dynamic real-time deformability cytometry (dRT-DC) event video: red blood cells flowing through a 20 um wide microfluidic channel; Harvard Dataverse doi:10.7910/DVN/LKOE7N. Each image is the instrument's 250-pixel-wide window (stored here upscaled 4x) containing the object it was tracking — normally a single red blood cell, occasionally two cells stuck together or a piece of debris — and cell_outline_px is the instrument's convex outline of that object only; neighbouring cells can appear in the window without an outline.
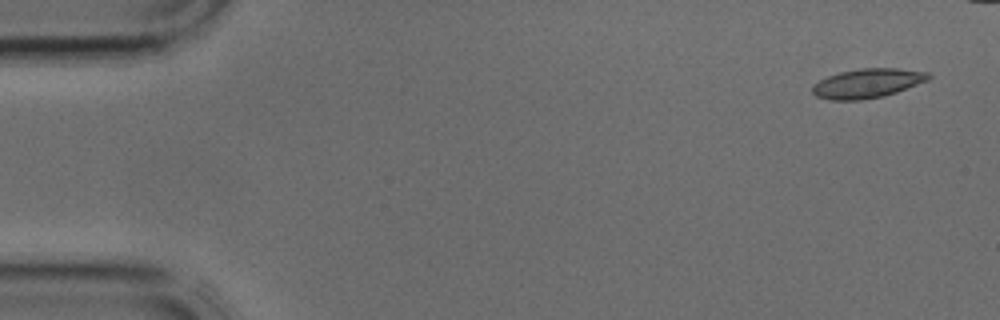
{"species": "common noctule bat (a hibernating species)", "species_latin": "Nyctalus noctula", "temperature_condition": "cold", "stored_images_in_passage": 5, "camera_frame_rate_fps": 3000, "um_per_image_px": 0.085, "animal": {"sex": "male", "body_mass_g": 17.9, "forearm_length_mm": 54.2}, "frame": {"image": 1, "passage_image": 1, "time_ms": 0.0, "image_size_px": [1000, 320], "cell_outline_px": [[932, 76], [928, 80], [896, 92], [884, 96], [860, 100], [832, 100], [816, 96], [812, 92], [812, 84], [828, 76], [840, 72], [860, 68], [896, 68], [928, 72]], "centroid_in_image_um": [73.72, 7.08], "position_along_channel_um": 11.3, "area_um2": 19.77}}